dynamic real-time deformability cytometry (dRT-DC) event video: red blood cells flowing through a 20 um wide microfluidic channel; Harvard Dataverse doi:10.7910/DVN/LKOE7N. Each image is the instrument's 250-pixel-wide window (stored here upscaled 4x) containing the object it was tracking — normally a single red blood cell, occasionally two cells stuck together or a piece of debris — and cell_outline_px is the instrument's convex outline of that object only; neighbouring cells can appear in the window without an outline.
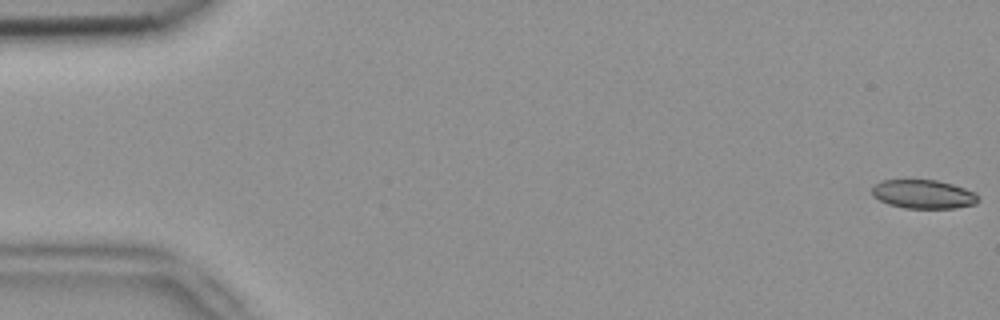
{"species": "common noctule bat (a hibernating species)", "species_latin": "Nyctalus noctula", "temperature_condition": "room temperature", "stored_images_in_passage": 5, "camera_frame_rate_fps": 3000, "um_per_image_px": 0.085, "animal": {"sex": "female", "body_mass_g": 18.4}, "frame": {"image": 1, "passage_image": 1, "time_ms": 0.0, "image_size_px": [1000, 320], "cell_outline_px": [[980, 200], [976, 204], [956, 208], [904, 208], [888, 204], [872, 196], [872, 184], [880, 180], [936, 180], [952, 184], [976, 192]], "centroid_in_image_um": [78.48, 16.5], "position_along_channel_um": 6.5, "area_um2": 18.03}}
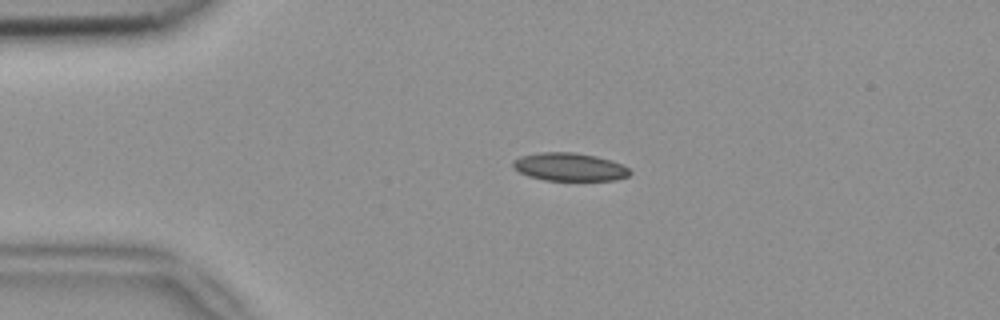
{"frame": {"image": 2, "passage_image": 4, "time_ms": 1.0, "image_size_px": [1000, 320], "cell_outline_px": [[632, 172], [628, 176], [616, 180], [544, 180], [528, 176], [512, 168], [512, 160], [520, 156], [540, 152], [576, 152], [596, 156], [612, 160], [624, 164]], "centroid_in_image_um": [48.41, 14.18], "position_along_channel_um": 36.6, "area_um2": 19.36}}